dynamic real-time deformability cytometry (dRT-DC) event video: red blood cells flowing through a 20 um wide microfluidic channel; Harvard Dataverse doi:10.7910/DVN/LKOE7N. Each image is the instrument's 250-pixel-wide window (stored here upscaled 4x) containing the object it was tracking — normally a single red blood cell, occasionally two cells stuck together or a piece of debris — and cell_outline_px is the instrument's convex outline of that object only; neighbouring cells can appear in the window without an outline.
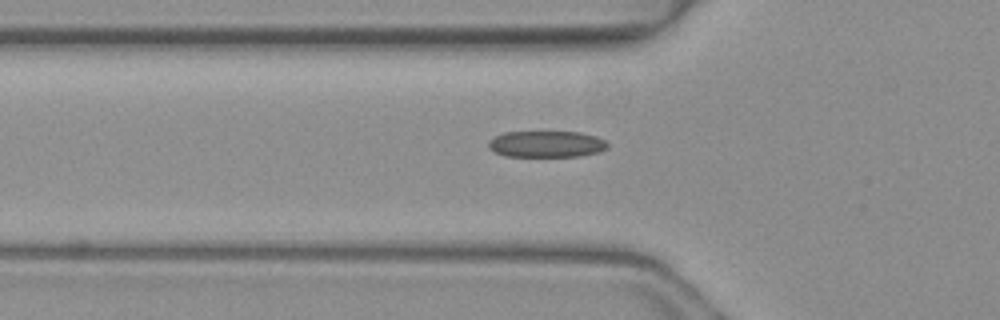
{"species": "common noctule bat (a hibernating species)", "species_latin": "Nyctalus noctula", "temperature_condition": "warm", "stored_images_in_passage": 31, "camera_frame_rate_fps": 3000, "um_per_image_px": 0.085, "animal": {"sex": "female", "body_mass_g": 19.3, "forearm_length_mm": 54.1}, "frame": {"image": 1, "passage_image": 3, "time_ms": 0.667, "image_size_px": [1000, 320], "cell_outline_px": [[608, 148], [600, 152], [580, 156], [504, 156], [488, 148], [488, 140], [504, 132], [580, 132], [596, 136], [604, 140], [608, 144]], "centroid_in_image_um": [46.46, 12.25], "position_along_channel_um": 79.3, "area_um2": 18.38}}
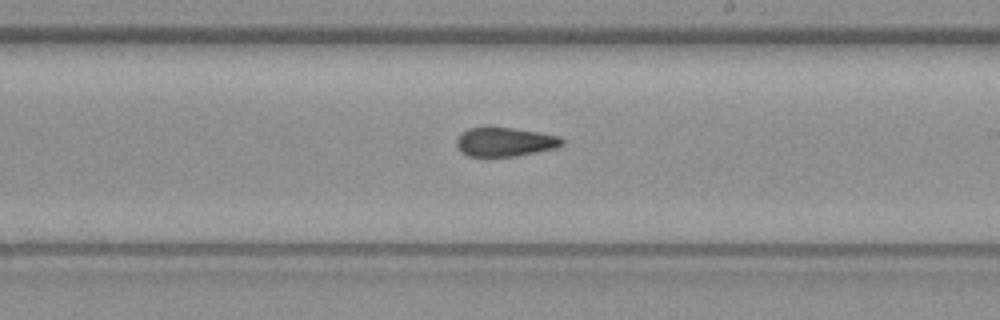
{"frame": {"image": 2, "passage_image": 15, "time_ms": 4.667, "image_size_px": [1000, 320], "cell_outline_px": [[564, 144], [556, 148], [516, 156], [468, 156], [460, 152], [456, 148], [456, 140], [468, 128], [512, 128], [560, 136], [564, 140]], "centroid_in_image_um": [42.92, 12.08], "position_along_channel_um": 246.1, "area_um2": 17.63}}
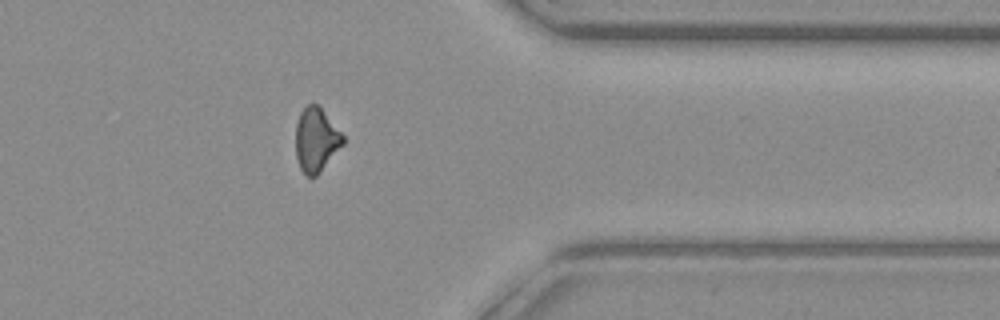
{"frame": {"image": 3, "passage_image": 26, "time_ms": 8.333, "image_size_px": [1000, 320], "cell_outline_px": [[344, 144], [320, 172], [316, 176], [308, 176], [300, 168], [296, 156], [296, 124], [300, 112], [308, 104], [316, 104], [320, 108], [344, 136]], "centroid_in_image_um": [26.87, 11.9], "position_along_channel_um": 384.5, "area_um2": 17.34}, "authors_computed_cell_mechanics": {"area_um2": 17.918, "velocity_mm_per_s": 4.146, "shape_relaxation_time_tau1_ms": 8.4804, "shape_relaxation_time_tau2_ms": 2.5209, "deformation_change_tau1": 0.1885, "deformation_change_tau2": 0.1085}}